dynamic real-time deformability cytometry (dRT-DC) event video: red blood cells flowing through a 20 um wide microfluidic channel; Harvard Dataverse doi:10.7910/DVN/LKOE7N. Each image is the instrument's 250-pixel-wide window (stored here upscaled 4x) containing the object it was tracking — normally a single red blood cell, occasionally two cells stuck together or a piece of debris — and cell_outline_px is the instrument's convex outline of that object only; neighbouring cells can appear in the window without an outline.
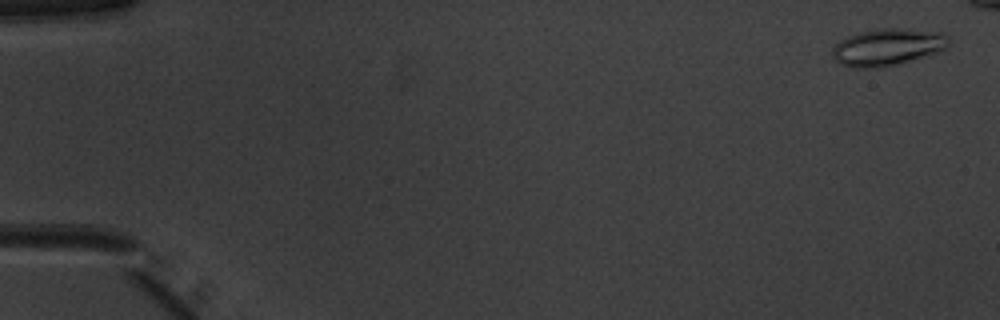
{"species": "common noctule bat (a hibernating species)", "species_latin": "Nyctalus noctula", "temperature_condition": "warm", "stored_images_in_passage": 46, "camera_frame_rate_fps": 3000, "um_per_image_px": 0.085, "animal": {"sex": "male", "body_mass_g": 20.1, "forearm_length_mm": 53.5}, "frame": {"image": 1, "passage_image": 2, "time_ms": 0.333, "image_size_px": [1000, 320], "cell_outline_px": [[952, 40], [948, 48], [932, 56], [884, 68], [852, 68], [840, 64], [832, 56], [832, 48], [836, 44], [848, 36], [872, 28], [896, 28], [940, 32], [948, 36]], "centroid_in_image_um": [75.51, 4.02], "position_along_channel_um": 9.5, "area_um2": 25.89}}
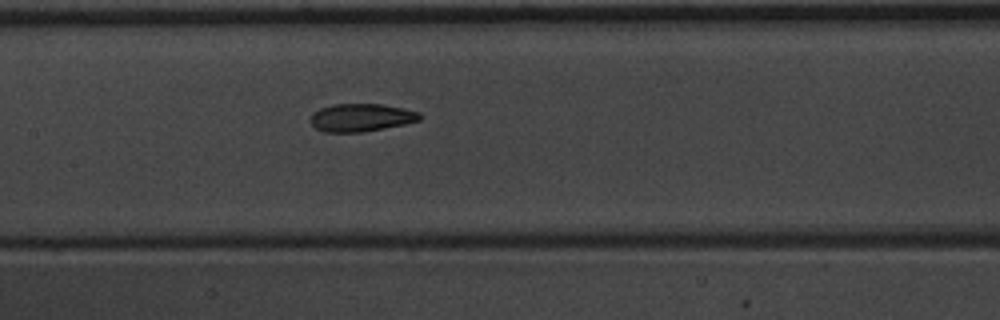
{"frame": {"image": 2, "passage_image": 26, "time_ms": 8.333, "image_size_px": [1000, 320], "cell_outline_px": [[420, 120], [404, 124], [384, 128], [360, 132], [324, 132], [316, 128], [308, 120], [320, 108], [332, 104], [380, 104], [404, 108], [420, 112]], "centroid_in_image_um": [30.69, 9.99], "position_along_channel_um": 176.7, "area_um2": 17.63}}
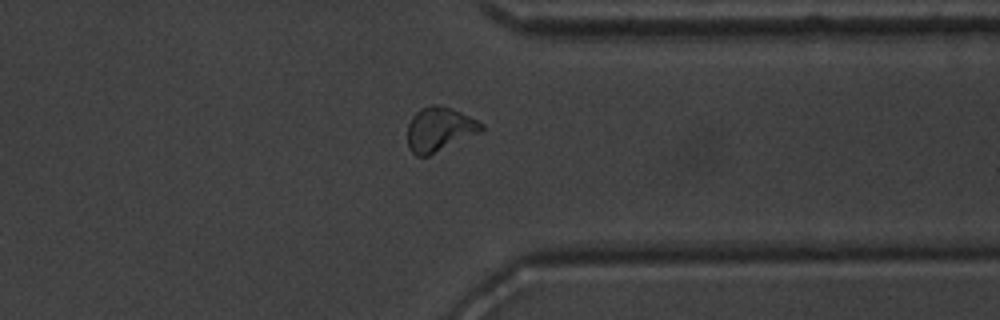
{"frame": {"image": 3, "passage_image": 41, "time_ms": 13.333, "image_size_px": [1000, 320], "cell_outline_px": [[484, 128], [480, 132], [428, 156], [416, 156], [408, 148], [408, 124], [412, 116], [420, 108], [432, 104], [436, 104], [452, 108], [484, 124]], "centroid_in_image_um": [37.33, 10.98], "position_along_channel_um": 374.1, "area_um2": 18.96}}